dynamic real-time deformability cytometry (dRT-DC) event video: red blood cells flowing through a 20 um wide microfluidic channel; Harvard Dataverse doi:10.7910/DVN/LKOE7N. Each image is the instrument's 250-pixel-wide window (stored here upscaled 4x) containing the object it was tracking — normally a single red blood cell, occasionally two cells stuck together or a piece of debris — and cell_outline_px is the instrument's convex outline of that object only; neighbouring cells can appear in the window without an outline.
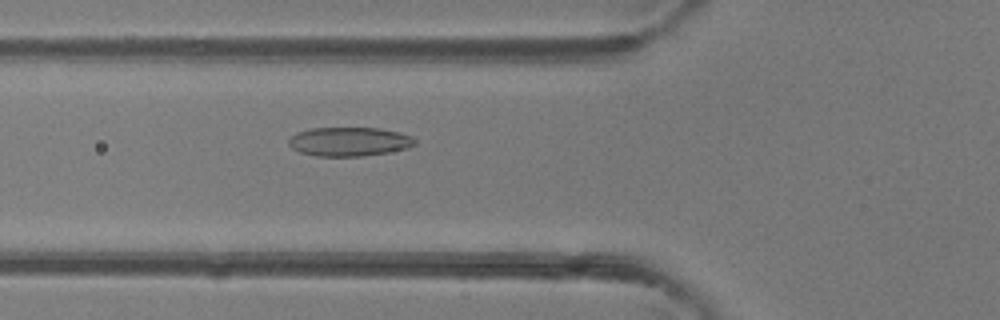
{"species": "common noctule bat (a hibernating species)", "species_latin": "Nyctalus noctula", "temperature_condition": "room temperature", "stored_images_in_passage": 48, "camera_frame_rate_fps": 3000, "um_per_image_px": 0.085, "animal": {"sex": "female"}, "frame": {"image": 1, "passage_image": 18, "time_ms": 5.667, "image_size_px": [1000, 320], "cell_outline_px": [[416, 144], [408, 148], [388, 152], [364, 156], [316, 156], [300, 152], [292, 148], [288, 144], [288, 140], [296, 132], [312, 128], [380, 128], [400, 132], [412, 136], [416, 140]], "centroid_in_image_um": [29.7, 12.03], "position_along_channel_um": 96.1, "area_um2": 21.44}}
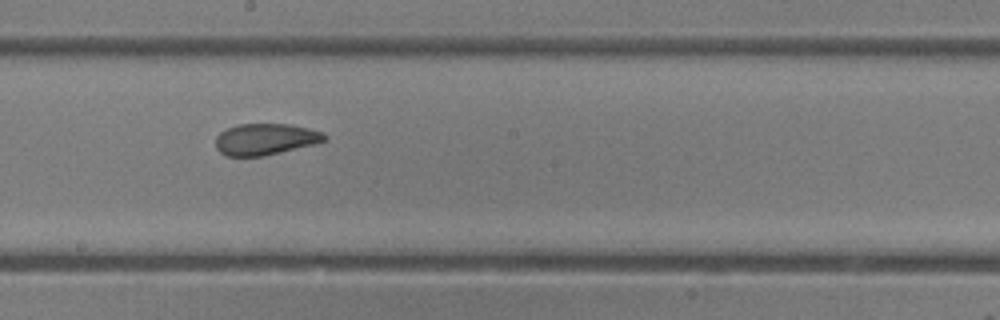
{"frame": {"image": 2, "passage_image": 27, "time_ms": 8.667, "image_size_px": [1000, 320], "cell_outline_px": [[328, 136], [324, 140], [316, 144], [264, 156], [228, 156], [220, 152], [216, 148], [216, 136], [220, 132], [228, 128], [240, 124], [288, 124], [308, 128], [324, 132]], "centroid_in_image_um": [22.57, 11.83], "position_along_channel_um": 225.6, "area_um2": 19.94}}
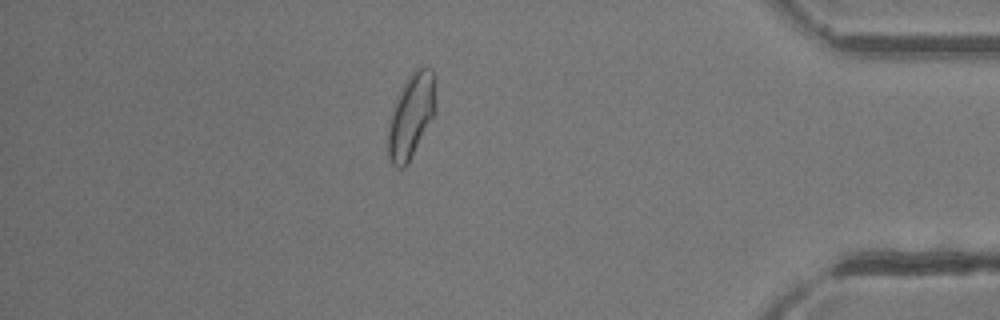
{"frame": {"image": 3, "passage_image": 42, "time_ms": 13.667, "image_size_px": [1000, 320], "cell_outline_px": [[436, 108], [408, 164], [404, 168], [396, 168], [392, 164], [388, 156], [388, 120], [392, 108], [408, 76], [416, 68], [432, 68], [436, 76]], "centroid_in_image_um": [34.95, 9.82], "position_along_channel_um": 400.3, "area_um2": 23.41}, "authors_computed_cell_mechanics": {"area_um2": 22.3108, "velocity_mm_per_s": 4.3023, "shape_relaxation_time_tau1_ms": 4.1154, "shape_relaxation_time_tau2_ms": 1.7437, "deformation_change_tau1": 0.1084, "deformation_change_tau2": 0.0749}}